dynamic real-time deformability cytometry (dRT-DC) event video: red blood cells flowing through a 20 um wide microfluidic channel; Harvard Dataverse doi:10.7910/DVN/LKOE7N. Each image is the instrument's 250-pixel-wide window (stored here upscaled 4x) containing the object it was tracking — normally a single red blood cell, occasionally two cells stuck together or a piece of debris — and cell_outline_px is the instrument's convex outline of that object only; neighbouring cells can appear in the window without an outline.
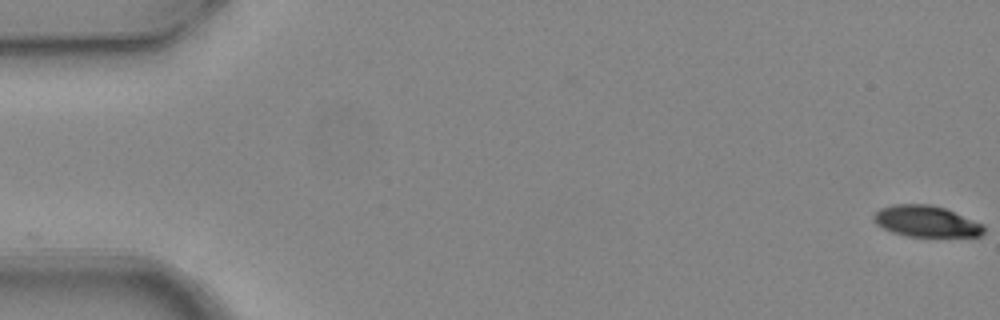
{"species": "common noctule bat (a hibernating species)", "species_latin": "Nyctalus noctula", "temperature_condition": "warm", "stored_images_in_passage": 5, "segment_of_instrument_passage": [2, 2], "camera_frame_rate_fps": 3000, "um_per_image_px": 0.085, "animal": {"sex": "female", "body_mass_g": 24.6, "forearm_length_mm": 56.2}, "frame": {"image": 1, "passage_image": 5, "time_ms": 1.333, "image_size_px": [1000, 320], "cell_outline_px": [[984, 232], [980, 236], [908, 236], [892, 232], [876, 224], [872, 220], [872, 216], [880, 208], [892, 204], [928, 204], [944, 208], [984, 224]], "centroid_in_image_um": [78.7, 18.8], "position_along_channel_um": 6.3, "area_um2": 19.94}}